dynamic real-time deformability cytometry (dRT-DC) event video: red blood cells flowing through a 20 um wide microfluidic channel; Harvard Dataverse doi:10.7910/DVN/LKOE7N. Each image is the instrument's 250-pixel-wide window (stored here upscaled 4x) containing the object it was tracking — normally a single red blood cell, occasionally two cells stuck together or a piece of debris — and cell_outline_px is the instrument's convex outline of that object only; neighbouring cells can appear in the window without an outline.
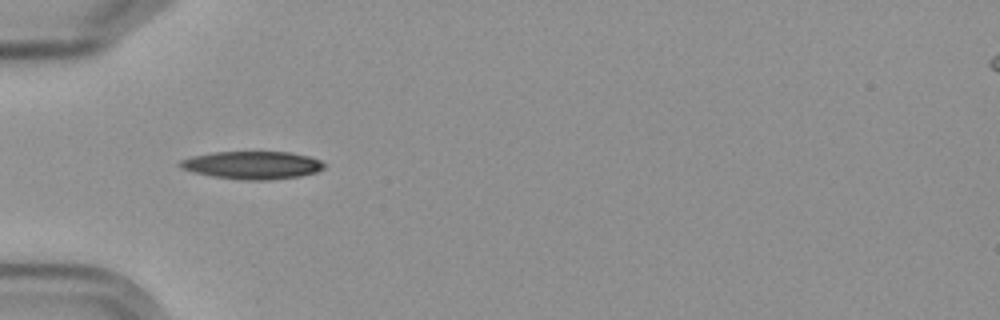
{"species": "Egyptian fruit bat (a non-hibernating species)", "species_latin": "Rousettus aegyptiacus", "temperature_condition": "cold", "stored_images_in_passage": 5, "camera_frame_rate_fps": 3000, "um_per_image_px": 0.085, "frame": {"image": 1, "passage_image": 4, "time_ms": 4.333, "image_size_px": [1000, 320], "cell_outline_px": [[324, 168], [316, 172], [300, 176], [268, 180], [244, 180], [212, 176], [192, 172], [180, 168], [176, 164], [180, 160], [192, 156], [216, 152], [288, 152], [308, 156], [320, 160], [324, 164]], "centroid_in_image_um": [21.41, 14.04], "position_along_channel_um": 63.6, "area_um2": 23.35}}
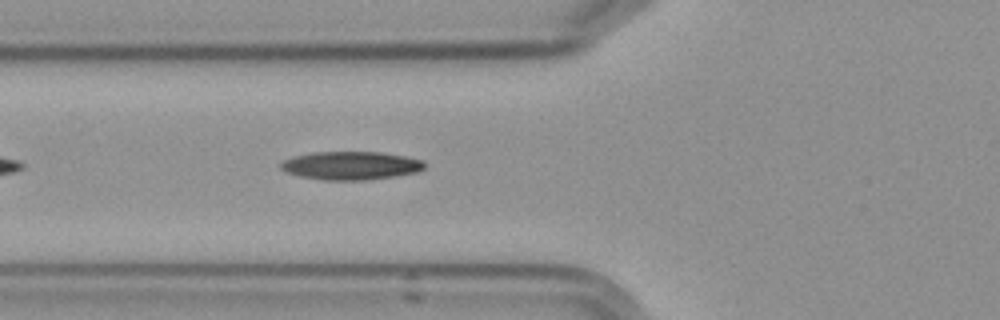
{"frame": {"image": 2, "passage_image": 5, "time_ms": 5.333, "image_size_px": [1000, 320], "cell_outline_px": [[424, 168], [416, 172], [396, 176], [364, 180], [324, 180], [300, 176], [284, 172], [280, 168], [280, 164], [284, 160], [296, 156], [312, 152], [380, 152], [404, 156], [424, 160]], "centroid_in_image_um": [29.81, 14.07], "position_along_channel_um": 96.0, "area_um2": 23.64}}